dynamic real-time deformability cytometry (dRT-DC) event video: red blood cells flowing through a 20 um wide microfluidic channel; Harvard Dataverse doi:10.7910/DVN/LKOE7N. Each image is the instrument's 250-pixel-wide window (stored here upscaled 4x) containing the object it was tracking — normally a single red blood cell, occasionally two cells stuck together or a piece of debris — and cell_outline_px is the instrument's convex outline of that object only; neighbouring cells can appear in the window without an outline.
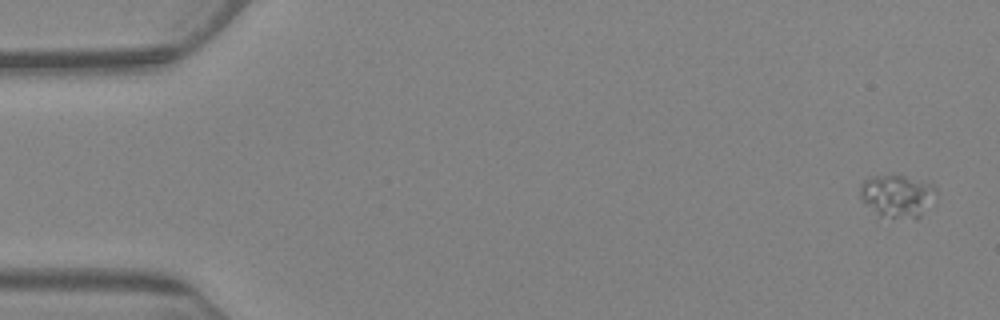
{"species": "Egyptian fruit bat (a non-hibernating species)", "species_latin": "Rousettus aegyptiacus", "temperature_condition": "warm", "stored_images_in_passage": 4, "camera_frame_rate_fps": 3000, "um_per_image_px": 0.085, "animal": {"sex": "female"}, "frame": {"image": 1, "passage_image": 1, "time_ms": 0.0, "image_size_px": [1000, 320], "cell_outline_px": [[936, 196], [920, 216], [916, 220], [876, 216], [860, 200], [860, 184], [864, 180], [872, 176], [904, 176], [924, 180], [932, 184], [936, 188]], "centroid_in_image_um": [76.24, 16.68], "position_along_channel_um": 8.8, "area_um2": 19.31}}